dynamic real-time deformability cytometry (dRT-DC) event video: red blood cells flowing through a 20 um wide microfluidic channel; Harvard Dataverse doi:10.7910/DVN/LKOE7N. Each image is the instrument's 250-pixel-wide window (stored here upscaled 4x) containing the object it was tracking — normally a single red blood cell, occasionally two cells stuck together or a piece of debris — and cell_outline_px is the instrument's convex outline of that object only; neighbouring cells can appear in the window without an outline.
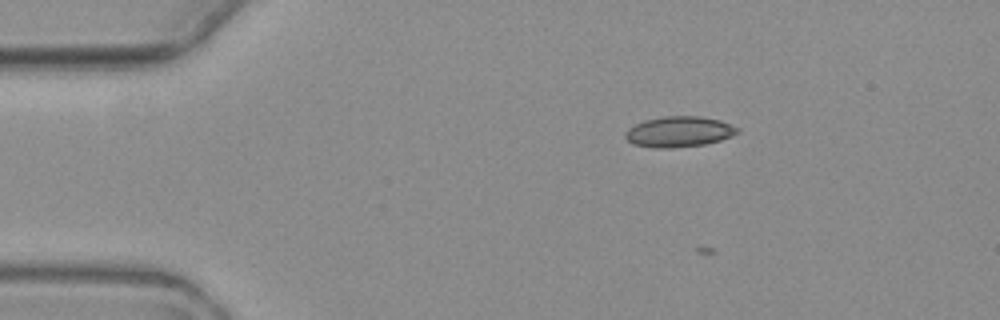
{"species": "common noctule bat (a hibernating species)", "species_latin": "Nyctalus noctula", "temperature_condition": "warm", "stored_images_in_passage": 4, "camera_frame_rate_fps": 3000, "um_per_image_px": 0.085, "animal": {"sex": "female", "body_mass_g": 19.3, "forearm_length_mm": 54.1}, "frame": {"image": 1, "passage_image": 2, "time_ms": 1.0, "image_size_px": [1000, 320], "cell_outline_px": [[740, 132], [732, 136], [720, 140], [704, 144], [672, 148], [656, 148], [632, 144], [624, 136], [624, 132], [628, 128], [644, 120], [664, 116], [700, 116], [720, 120], [740, 128]], "centroid_in_image_um": [57.72, 11.19], "position_along_channel_um": 27.3, "area_um2": 20.11}}